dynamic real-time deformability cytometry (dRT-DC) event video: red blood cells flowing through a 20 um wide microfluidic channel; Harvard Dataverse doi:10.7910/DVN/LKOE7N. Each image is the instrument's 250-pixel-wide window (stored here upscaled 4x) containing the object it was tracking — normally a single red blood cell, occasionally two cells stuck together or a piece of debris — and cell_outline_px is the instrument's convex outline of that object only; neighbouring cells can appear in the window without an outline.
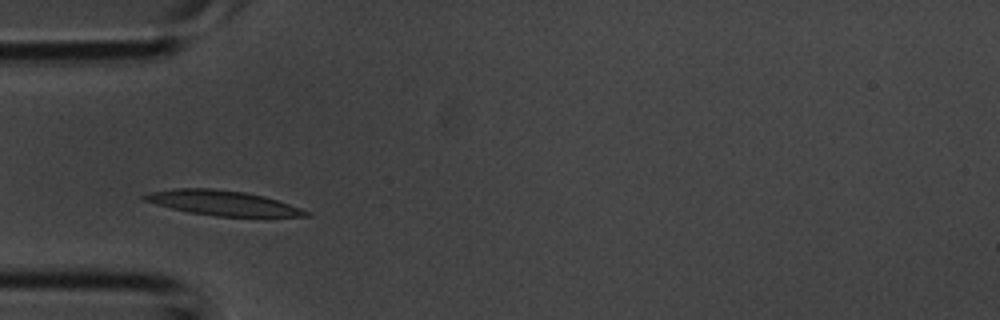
{"species": "common noctule bat (a hibernating species)", "species_latin": "Nyctalus noctula", "temperature_condition": "room temperature", "stored_images_in_passage": 2, "camera_frame_rate_fps": 3000, "um_per_image_px": 0.085, "animal": {"sex": "male", "body_mass_g": 20.1, "forearm_length_mm": 53.5}, "frame": {"image": 1, "passage_image": 1, "time_ms": 0.0, "image_size_px": [1000, 320], "cell_outline_px": [[312, 216], [216, 216], [188, 212], [140, 200], [140, 196], [148, 192], [176, 188], [212, 188], [244, 192], [264, 196], [312, 212]], "centroid_in_image_um": [18.86, 17.24], "position_along_channel_um": 66.1, "area_um2": 23.29}}
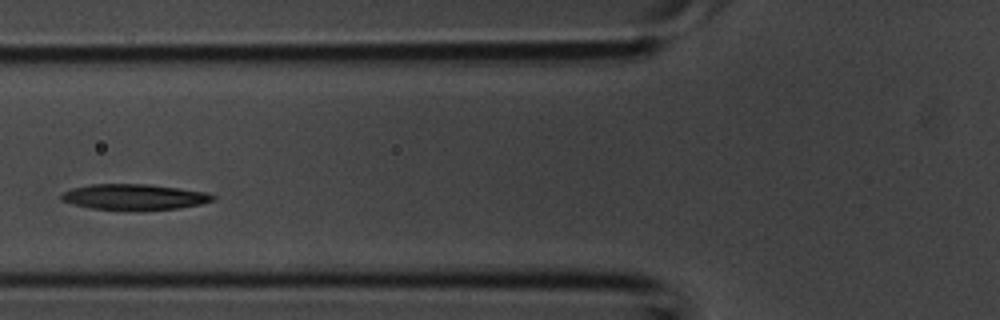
{"frame": {"image": 2, "passage_image": 2, "time_ms": 0.333, "image_size_px": [1000, 320], "cell_outline_px": [[216, 200], [200, 204], [180, 208], [92, 208], [72, 204], [60, 200], [60, 196], [64, 192], [72, 188], [92, 184], [148, 184], [208, 192], [216, 196]], "centroid_in_image_um": [11.44, 16.7], "position_along_channel_um": 114.4, "area_um2": 22.02}}